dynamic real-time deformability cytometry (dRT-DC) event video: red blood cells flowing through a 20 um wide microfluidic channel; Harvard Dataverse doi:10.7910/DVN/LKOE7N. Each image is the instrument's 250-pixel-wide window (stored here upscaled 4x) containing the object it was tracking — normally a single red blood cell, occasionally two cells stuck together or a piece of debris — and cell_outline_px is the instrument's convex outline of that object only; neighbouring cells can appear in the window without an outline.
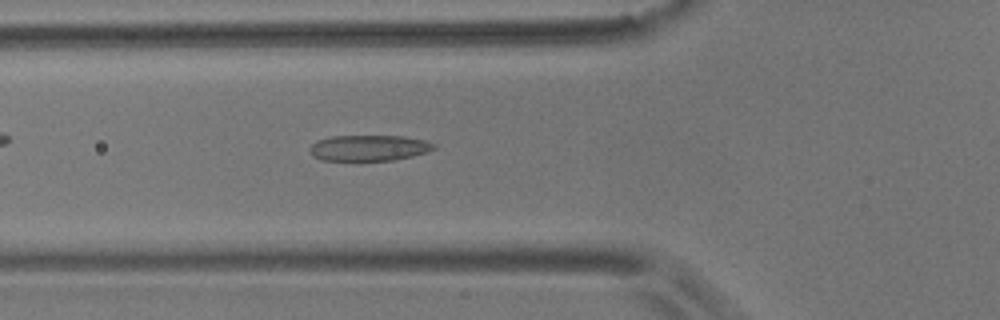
{"species": "common noctule bat (a hibernating species)", "species_latin": "Nyctalus noctula", "temperature_condition": "room temperature", "stored_images_in_passage": 55, "camera_frame_rate_fps": 3000, "um_per_image_px": 0.085, "animal": {"sex": "male", "body_mass_g": 17.9}, "frame": {"image": 1, "passage_image": 19, "time_ms": 6.0, "image_size_px": [1000, 320], "cell_outline_px": [[436, 148], [412, 156], [396, 160], [360, 164], [320, 160], [312, 156], [308, 152], [308, 148], [316, 140], [332, 136], [404, 136], [424, 140], [436, 144]], "centroid_in_image_um": [31.26, 12.63], "position_along_channel_um": 94.5, "area_um2": 19.88}}
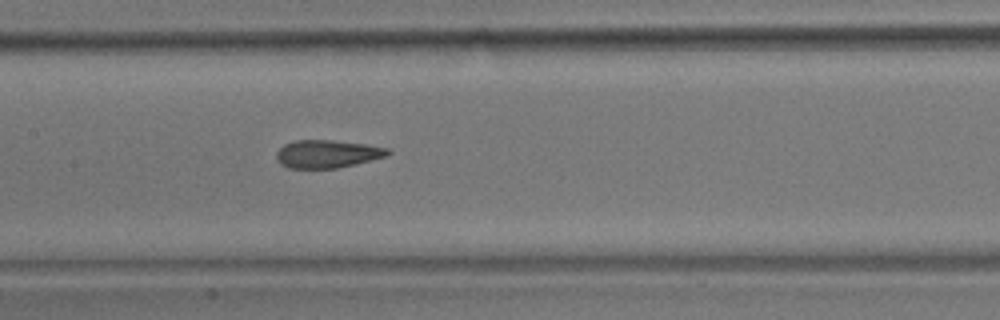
{"frame": {"image": 2, "passage_image": 26, "time_ms": 8.333, "image_size_px": [1000, 320], "cell_outline_px": [[392, 152], [384, 156], [356, 164], [336, 168], [288, 168], [280, 164], [276, 156], [276, 152], [284, 144], [292, 140], [332, 140], [364, 144], [388, 148]], "centroid_in_image_um": [27.77, 13.08], "position_along_channel_um": 179.6, "area_um2": 18.03}}
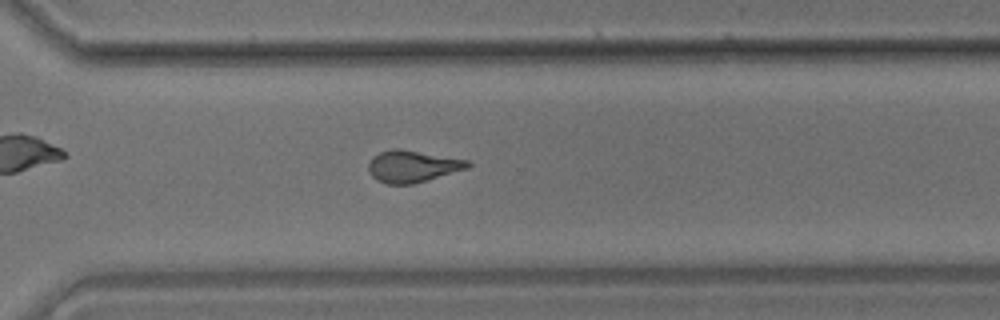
{"frame": {"image": 3, "passage_image": 39, "time_ms": 12.667, "image_size_px": [1000, 320], "cell_outline_px": [[472, 164], [468, 168], [412, 184], [384, 184], [376, 180], [368, 172], [368, 164], [372, 156], [380, 152], [392, 148], [400, 148], [472, 160]], "centroid_in_image_um": [35.06, 14.12], "position_along_channel_um": 335.5, "area_um2": 18.73}, "authors_computed_cell_mechanics": {"area_um2": 18.6694, "velocity_mm_per_s": 3.6147, "shape_relaxation_time_tau1_ms": 7.7534, "shape_relaxation_time_tau2_ms": 1.7954, "deformation_change_tau1": 0.2105, "deformation_change_tau2": 0.088}}